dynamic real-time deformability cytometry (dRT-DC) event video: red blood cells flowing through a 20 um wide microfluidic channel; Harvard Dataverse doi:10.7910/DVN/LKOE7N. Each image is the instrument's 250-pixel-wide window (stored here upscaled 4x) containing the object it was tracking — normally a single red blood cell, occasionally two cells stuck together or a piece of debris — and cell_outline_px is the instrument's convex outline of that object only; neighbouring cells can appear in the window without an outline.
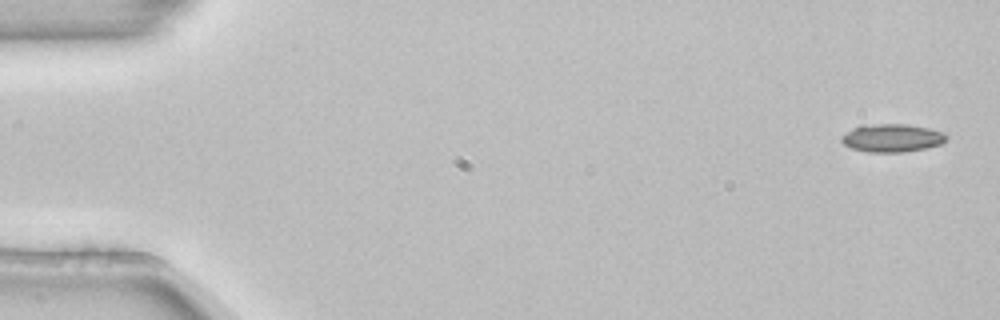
{"species": "common noctule bat (a hibernating species)", "species_latin": "Nyctalus noctula", "temperature_condition": "room temperature", "stored_images_in_passage": 4, "camera_frame_rate_fps": 3000, "um_per_image_px": 0.085, "animal": {"sex": "female", "body_mass_g": 22.7, "forearm_length_mm": 54.2}, "frame": {"image": 1, "passage_image": 1, "time_ms": 0.0, "image_size_px": [1000, 320], "cell_outline_px": [[948, 136], [940, 144], [924, 148], [904, 152], [868, 152], [852, 148], [844, 144], [840, 140], [840, 136], [852, 128], [860, 124], [908, 124], [928, 128], [944, 132]], "centroid_in_image_um": [75.78, 11.71], "position_along_channel_um": 9.2, "area_um2": 17.22}}
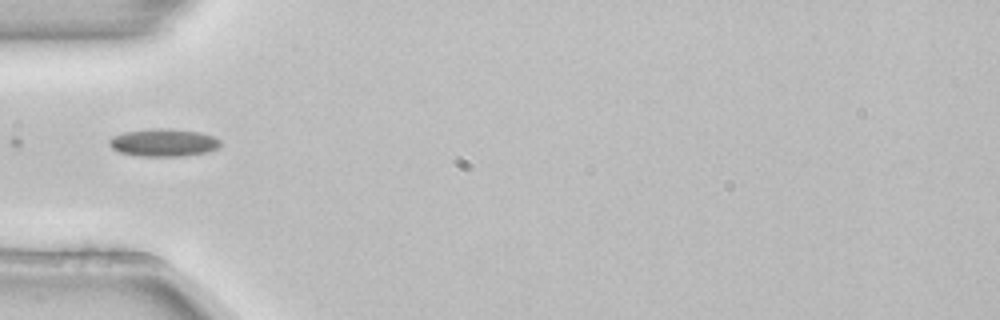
{"frame": {"image": 2, "passage_image": 4, "time_ms": 1.0, "image_size_px": [1000, 320], "cell_outline_px": [[220, 144], [216, 148], [208, 152], [184, 156], [140, 156], [120, 152], [112, 148], [108, 144], [108, 140], [112, 136], [124, 132], [152, 128], [172, 128], [200, 132], [212, 136], [220, 140]], "centroid_in_image_um": [13.88, 12.11], "position_along_channel_um": 71.1, "area_um2": 18.03}}